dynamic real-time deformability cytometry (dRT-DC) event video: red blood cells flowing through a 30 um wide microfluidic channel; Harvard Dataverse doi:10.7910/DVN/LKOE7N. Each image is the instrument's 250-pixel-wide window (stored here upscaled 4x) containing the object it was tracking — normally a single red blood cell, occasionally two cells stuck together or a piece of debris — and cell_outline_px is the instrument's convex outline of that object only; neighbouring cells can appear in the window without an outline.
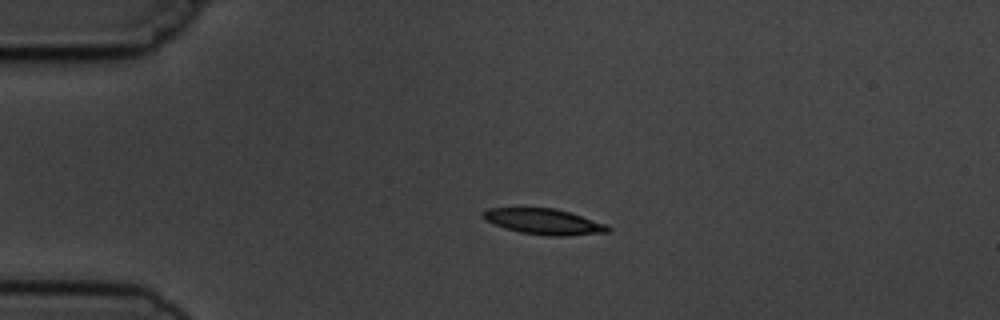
{"species": "common noctule bat (a hibernating species)", "species_latin": "Nyctalus noctula", "temperature_condition": "cold", "stored_images_in_passage": 4, "camera_frame_rate_fps": 3000, "um_per_image_px": 0.085, "animal": {"sex": "male", "body_mass_g": 19.5, "forearm_length_mm": 54.6}, "frame": {"image": 1, "passage_image": 3, "time_ms": 2.333, "image_size_px": [1000, 320], "cell_outline_px": [[612, 228], [608, 232], [568, 236], [548, 236], [520, 232], [504, 228], [480, 216], [488, 208], [552, 208], [568, 212], [608, 224]], "centroid_in_image_um": [46.28, 18.85], "position_along_channel_um": 38.7, "area_um2": 18.55}}